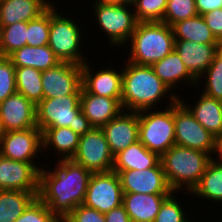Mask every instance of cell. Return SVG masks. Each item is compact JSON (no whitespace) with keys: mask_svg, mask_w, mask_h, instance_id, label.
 Instances as JSON below:
<instances>
[{"mask_svg":"<svg viewBox=\"0 0 222 222\" xmlns=\"http://www.w3.org/2000/svg\"><path fill=\"white\" fill-rule=\"evenodd\" d=\"M43 98H57L66 95H81L82 66L60 62L42 71Z\"/></svg>","mask_w":222,"mask_h":222,"instance_id":"cell-13","label":"cell"},{"mask_svg":"<svg viewBox=\"0 0 222 222\" xmlns=\"http://www.w3.org/2000/svg\"><path fill=\"white\" fill-rule=\"evenodd\" d=\"M175 145L204 151L212 156L215 136L207 131L178 100L174 103Z\"/></svg>","mask_w":222,"mask_h":222,"instance_id":"cell-10","label":"cell"},{"mask_svg":"<svg viewBox=\"0 0 222 222\" xmlns=\"http://www.w3.org/2000/svg\"><path fill=\"white\" fill-rule=\"evenodd\" d=\"M42 150V131L38 127L7 131L0 139V155L11 160L36 163Z\"/></svg>","mask_w":222,"mask_h":222,"instance_id":"cell-12","label":"cell"},{"mask_svg":"<svg viewBox=\"0 0 222 222\" xmlns=\"http://www.w3.org/2000/svg\"><path fill=\"white\" fill-rule=\"evenodd\" d=\"M171 28L175 40H190L203 44H220L207 26L202 15L174 23Z\"/></svg>","mask_w":222,"mask_h":222,"instance_id":"cell-29","label":"cell"},{"mask_svg":"<svg viewBox=\"0 0 222 222\" xmlns=\"http://www.w3.org/2000/svg\"><path fill=\"white\" fill-rule=\"evenodd\" d=\"M101 128L110 151L115 156L139 140V112L122 110Z\"/></svg>","mask_w":222,"mask_h":222,"instance_id":"cell-18","label":"cell"},{"mask_svg":"<svg viewBox=\"0 0 222 222\" xmlns=\"http://www.w3.org/2000/svg\"><path fill=\"white\" fill-rule=\"evenodd\" d=\"M135 2L136 0H122V5L123 4L133 5Z\"/></svg>","mask_w":222,"mask_h":222,"instance_id":"cell-46","label":"cell"},{"mask_svg":"<svg viewBox=\"0 0 222 222\" xmlns=\"http://www.w3.org/2000/svg\"><path fill=\"white\" fill-rule=\"evenodd\" d=\"M190 194L193 197L210 201V204L213 202L220 205L222 203V164L212 159L199 183L189 193L188 197Z\"/></svg>","mask_w":222,"mask_h":222,"instance_id":"cell-28","label":"cell"},{"mask_svg":"<svg viewBox=\"0 0 222 222\" xmlns=\"http://www.w3.org/2000/svg\"><path fill=\"white\" fill-rule=\"evenodd\" d=\"M127 45L126 60L151 66L174 50L175 38L171 26L164 22H138Z\"/></svg>","mask_w":222,"mask_h":222,"instance_id":"cell-4","label":"cell"},{"mask_svg":"<svg viewBox=\"0 0 222 222\" xmlns=\"http://www.w3.org/2000/svg\"><path fill=\"white\" fill-rule=\"evenodd\" d=\"M50 7L37 18L27 22V45L45 46L49 43Z\"/></svg>","mask_w":222,"mask_h":222,"instance_id":"cell-34","label":"cell"},{"mask_svg":"<svg viewBox=\"0 0 222 222\" xmlns=\"http://www.w3.org/2000/svg\"><path fill=\"white\" fill-rule=\"evenodd\" d=\"M212 156L204 151L173 145L160 157L166 180L173 191L190 193L199 183Z\"/></svg>","mask_w":222,"mask_h":222,"instance_id":"cell-3","label":"cell"},{"mask_svg":"<svg viewBox=\"0 0 222 222\" xmlns=\"http://www.w3.org/2000/svg\"><path fill=\"white\" fill-rule=\"evenodd\" d=\"M62 222H106L104 213L81 204L74 208L72 212Z\"/></svg>","mask_w":222,"mask_h":222,"instance_id":"cell-40","label":"cell"},{"mask_svg":"<svg viewBox=\"0 0 222 222\" xmlns=\"http://www.w3.org/2000/svg\"><path fill=\"white\" fill-rule=\"evenodd\" d=\"M151 68L172 92L179 87L176 85H184V83H187V85L190 83L191 89L197 87V79L188 71L175 49L162 60L152 64Z\"/></svg>","mask_w":222,"mask_h":222,"instance_id":"cell-22","label":"cell"},{"mask_svg":"<svg viewBox=\"0 0 222 222\" xmlns=\"http://www.w3.org/2000/svg\"><path fill=\"white\" fill-rule=\"evenodd\" d=\"M104 217L106 222H132L122 204L105 213Z\"/></svg>","mask_w":222,"mask_h":222,"instance_id":"cell-42","label":"cell"},{"mask_svg":"<svg viewBox=\"0 0 222 222\" xmlns=\"http://www.w3.org/2000/svg\"><path fill=\"white\" fill-rule=\"evenodd\" d=\"M2 134H3V131H2L1 125H0V139H1Z\"/></svg>","mask_w":222,"mask_h":222,"instance_id":"cell-48","label":"cell"},{"mask_svg":"<svg viewBox=\"0 0 222 222\" xmlns=\"http://www.w3.org/2000/svg\"><path fill=\"white\" fill-rule=\"evenodd\" d=\"M93 3L122 5V0H95Z\"/></svg>","mask_w":222,"mask_h":222,"instance_id":"cell-45","label":"cell"},{"mask_svg":"<svg viewBox=\"0 0 222 222\" xmlns=\"http://www.w3.org/2000/svg\"><path fill=\"white\" fill-rule=\"evenodd\" d=\"M139 141L160 157L175 145L174 104L139 112Z\"/></svg>","mask_w":222,"mask_h":222,"instance_id":"cell-7","label":"cell"},{"mask_svg":"<svg viewBox=\"0 0 222 222\" xmlns=\"http://www.w3.org/2000/svg\"><path fill=\"white\" fill-rule=\"evenodd\" d=\"M9 58L15 67H32L41 71L61 62L48 45L40 47L25 45L13 52Z\"/></svg>","mask_w":222,"mask_h":222,"instance_id":"cell-27","label":"cell"},{"mask_svg":"<svg viewBox=\"0 0 222 222\" xmlns=\"http://www.w3.org/2000/svg\"><path fill=\"white\" fill-rule=\"evenodd\" d=\"M38 196V192L0 190V222H14Z\"/></svg>","mask_w":222,"mask_h":222,"instance_id":"cell-30","label":"cell"},{"mask_svg":"<svg viewBox=\"0 0 222 222\" xmlns=\"http://www.w3.org/2000/svg\"><path fill=\"white\" fill-rule=\"evenodd\" d=\"M219 44H203L190 40H175V50L188 71L198 80L214 60Z\"/></svg>","mask_w":222,"mask_h":222,"instance_id":"cell-19","label":"cell"},{"mask_svg":"<svg viewBox=\"0 0 222 222\" xmlns=\"http://www.w3.org/2000/svg\"><path fill=\"white\" fill-rule=\"evenodd\" d=\"M159 163L160 156L138 140L114 156L113 171L143 170L156 167Z\"/></svg>","mask_w":222,"mask_h":222,"instance_id":"cell-26","label":"cell"},{"mask_svg":"<svg viewBox=\"0 0 222 222\" xmlns=\"http://www.w3.org/2000/svg\"><path fill=\"white\" fill-rule=\"evenodd\" d=\"M52 4L50 0H0V28L33 20Z\"/></svg>","mask_w":222,"mask_h":222,"instance_id":"cell-21","label":"cell"},{"mask_svg":"<svg viewBox=\"0 0 222 222\" xmlns=\"http://www.w3.org/2000/svg\"><path fill=\"white\" fill-rule=\"evenodd\" d=\"M14 222H62L37 196Z\"/></svg>","mask_w":222,"mask_h":222,"instance_id":"cell-38","label":"cell"},{"mask_svg":"<svg viewBox=\"0 0 222 222\" xmlns=\"http://www.w3.org/2000/svg\"><path fill=\"white\" fill-rule=\"evenodd\" d=\"M202 78L204 81H202ZM197 81V87H203L202 85H204L203 94L222 101V57L218 53ZM200 81L204 83L202 84Z\"/></svg>","mask_w":222,"mask_h":222,"instance_id":"cell-33","label":"cell"},{"mask_svg":"<svg viewBox=\"0 0 222 222\" xmlns=\"http://www.w3.org/2000/svg\"><path fill=\"white\" fill-rule=\"evenodd\" d=\"M170 194L124 193L122 205L132 222H154L163 201Z\"/></svg>","mask_w":222,"mask_h":222,"instance_id":"cell-23","label":"cell"},{"mask_svg":"<svg viewBox=\"0 0 222 222\" xmlns=\"http://www.w3.org/2000/svg\"><path fill=\"white\" fill-rule=\"evenodd\" d=\"M221 57H222V42L218 45V52H217Z\"/></svg>","mask_w":222,"mask_h":222,"instance_id":"cell-47","label":"cell"},{"mask_svg":"<svg viewBox=\"0 0 222 222\" xmlns=\"http://www.w3.org/2000/svg\"><path fill=\"white\" fill-rule=\"evenodd\" d=\"M176 193L179 192L173 191L163 201L154 222H188L190 220L188 212H185V208L182 207L183 204L178 200L179 198H176Z\"/></svg>","mask_w":222,"mask_h":222,"instance_id":"cell-37","label":"cell"},{"mask_svg":"<svg viewBox=\"0 0 222 222\" xmlns=\"http://www.w3.org/2000/svg\"><path fill=\"white\" fill-rule=\"evenodd\" d=\"M168 0H136L132 5L138 22H162Z\"/></svg>","mask_w":222,"mask_h":222,"instance_id":"cell-35","label":"cell"},{"mask_svg":"<svg viewBox=\"0 0 222 222\" xmlns=\"http://www.w3.org/2000/svg\"><path fill=\"white\" fill-rule=\"evenodd\" d=\"M57 162L53 170L44 165L39 171L38 197L63 221L83 204L92 172L71 159Z\"/></svg>","mask_w":222,"mask_h":222,"instance_id":"cell-1","label":"cell"},{"mask_svg":"<svg viewBox=\"0 0 222 222\" xmlns=\"http://www.w3.org/2000/svg\"><path fill=\"white\" fill-rule=\"evenodd\" d=\"M197 15L195 0H168L162 22L172 26Z\"/></svg>","mask_w":222,"mask_h":222,"instance_id":"cell-36","label":"cell"},{"mask_svg":"<svg viewBox=\"0 0 222 222\" xmlns=\"http://www.w3.org/2000/svg\"><path fill=\"white\" fill-rule=\"evenodd\" d=\"M38 164L15 161L0 155V190L39 192V171L43 166Z\"/></svg>","mask_w":222,"mask_h":222,"instance_id":"cell-14","label":"cell"},{"mask_svg":"<svg viewBox=\"0 0 222 222\" xmlns=\"http://www.w3.org/2000/svg\"><path fill=\"white\" fill-rule=\"evenodd\" d=\"M109 64L107 62L106 68H98L95 72L89 61L82 65L81 86L86 92L109 98H121L122 70L112 67V63Z\"/></svg>","mask_w":222,"mask_h":222,"instance_id":"cell-17","label":"cell"},{"mask_svg":"<svg viewBox=\"0 0 222 222\" xmlns=\"http://www.w3.org/2000/svg\"><path fill=\"white\" fill-rule=\"evenodd\" d=\"M198 15H204L215 9H222V0H195Z\"/></svg>","mask_w":222,"mask_h":222,"instance_id":"cell-43","label":"cell"},{"mask_svg":"<svg viewBox=\"0 0 222 222\" xmlns=\"http://www.w3.org/2000/svg\"><path fill=\"white\" fill-rule=\"evenodd\" d=\"M81 95L43 98L36 106V124L43 132L50 127H70L78 135H84L92 126L80 104Z\"/></svg>","mask_w":222,"mask_h":222,"instance_id":"cell-5","label":"cell"},{"mask_svg":"<svg viewBox=\"0 0 222 222\" xmlns=\"http://www.w3.org/2000/svg\"><path fill=\"white\" fill-rule=\"evenodd\" d=\"M196 102L188 105L182 96L179 101L190 111L193 117L215 137L222 134V101L201 93Z\"/></svg>","mask_w":222,"mask_h":222,"instance_id":"cell-24","label":"cell"},{"mask_svg":"<svg viewBox=\"0 0 222 222\" xmlns=\"http://www.w3.org/2000/svg\"><path fill=\"white\" fill-rule=\"evenodd\" d=\"M71 160L92 173L113 170L114 155L110 151L102 128L92 127L80 136L78 148Z\"/></svg>","mask_w":222,"mask_h":222,"instance_id":"cell-9","label":"cell"},{"mask_svg":"<svg viewBox=\"0 0 222 222\" xmlns=\"http://www.w3.org/2000/svg\"><path fill=\"white\" fill-rule=\"evenodd\" d=\"M92 6V13L96 16L93 20L96 19V25L105 33V37H108L109 45L113 48L126 47L138 23L131 8L133 6L99 3H92Z\"/></svg>","mask_w":222,"mask_h":222,"instance_id":"cell-8","label":"cell"},{"mask_svg":"<svg viewBox=\"0 0 222 222\" xmlns=\"http://www.w3.org/2000/svg\"><path fill=\"white\" fill-rule=\"evenodd\" d=\"M79 138L70 127L47 128L42 132L43 153L51 150L58 156L57 160H70L76 153Z\"/></svg>","mask_w":222,"mask_h":222,"instance_id":"cell-25","label":"cell"},{"mask_svg":"<svg viewBox=\"0 0 222 222\" xmlns=\"http://www.w3.org/2000/svg\"><path fill=\"white\" fill-rule=\"evenodd\" d=\"M124 62L127 63L125 64ZM124 62L123 65L125 66L122 68L121 96V106L123 110L140 112L156 108L159 109L158 107L161 106L159 105L160 102H163L165 98L166 100L164 101L169 100L166 105L167 107L179 100L180 95L176 93V90L172 92L168 86L156 76L151 66L138 65L129 61ZM157 105L158 107H156Z\"/></svg>","mask_w":222,"mask_h":222,"instance_id":"cell-2","label":"cell"},{"mask_svg":"<svg viewBox=\"0 0 222 222\" xmlns=\"http://www.w3.org/2000/svg\"><path fill=\"white\" fill-rule=\"evenodd\" d=\"M55 6L54 3L50 6L48 46L53 50L56 57L61 62H69L82 66L88 61L87 56L81 51L83 48L82 45L84 44L83 36L85 35L84 32L86 29H84V27L80 28L79 26L84 25H79L75 20L73 21L75 18L67 16L69 14L58 12ZM81 29H83L84 32H82Z\"/></svg>","mask_w":222,"mask_h":222,"instance_id":"cell-6","label":"cell"},{"mask_svg":"<svg viewBox=\"0 0 222 222\" xmlns=\"http://www.w3.org/2000/svg\"><path fill=\"white\" fill-rule=\"evenodd\" d=\"M42 71L32 67H16V90L36 106L43 100Z\"/></svg>","mask_w":222,"mask_h":222,"instance_id":"cell-31","label":"cell"},{"mask_svg":"<svg viewBox=\"0 0 222 222\" xmlns=\"http://www.w3.org/2000/svg\"><path fill=\"white\" fill-rule=\"evenodd\" d=\"M80 104L82 112L92 127L101 128L114 119L123 109L121 98L93 95L82 88Z\"/></svg>","mask_w":222,"mask_h":222,"instance_id":"cell-20","label":"cell"},{"mask_svg":"<svg viewBox=\"0 0 222 222\" xmlns=\"http://www.w3.org/2000/svg\"><path fill=\"white\" fill-rule=\"evenodd\" d=\"M15 68L9 57L0 56V103L17 92Z\"/></svg>","mask_w":222,"mask_h":222,"instance_id":"cell-39","label":"cell"},{"mask_svg":"<svg viewBox=\"0 0 222 222\" xmlns=\"http://www.w3.org/2000/svg\"><path fill=\"white\" fill-rule=\"evenodd\" d=\"M212 156L213 160L222 164V134L215 137V149Z\"/></svg>","mask_w":222,"mask_h":222,"instance_id":"cell-44","label":"cell"},{"mask_svg":"<svg viewBox=\"0 0 222 222\" xmlns=\"http://www.w3.org/2000/svg\"><path fill=\"white\" fill-rule=\"evenodd\" d=\"M202 16L215 38L222 42V9H215Z\"/></svg>","mask_w":222,"mask_h":222,"instance_id":"cell-41","label":"cell"},{"mask_svg":"<svg viewBox=\"0 0 222 222\" xmlns=\"http://www.w3.org/2000/svg\"><path fill=\"white\" fill-rule=\"evenodd\" d=\"M123 194L115 171L92 173L83 204L105 214L122 204Z\"/></svg>","mask_w":222,"mask_h":222,"instance_id":"cell-11","label":"cell"},{"mask_svg":"<svg viewBox=\"0 0 222 222\" xmlns=\"http://www.w3.org/2000/svg\"><path fill=\"white\" fill-rule=\"evenodd\" d=\"M120 178L123 193L171 194L161 162L143 170L115 171Z\"/></svg>","mask_w":222,"mask_h":222,"instance_id":"cell-15","label":"cell"},{"mask_svg":"<svg viewBox=\"0 0 222 222\" xmlns=\"http://www.w3.org/2000/svg\"><path fill=\"white\" fill-rule=\"evenodd\" d=\"M0 125L4 132L37 127L36 105L21 93H14L0 103Z\"/></svg>","mask_w":222,"mask_h":222,"instance_id":"cell-16","label":"cell"},{"mask_svg":"<svg viewBox=\"0 0 222 222\" xmlns=\"http://www.w3.org/2000/svg\"><path fill=\"white\" fill-rule=\"evenodd\" d=\"M27 22H18L0 28V56L9 57L27 45Z\"/></svg>","mask_w":222,"mask_h":222,"instance_id":"cell-32","label":"cell"}]
</instances>
